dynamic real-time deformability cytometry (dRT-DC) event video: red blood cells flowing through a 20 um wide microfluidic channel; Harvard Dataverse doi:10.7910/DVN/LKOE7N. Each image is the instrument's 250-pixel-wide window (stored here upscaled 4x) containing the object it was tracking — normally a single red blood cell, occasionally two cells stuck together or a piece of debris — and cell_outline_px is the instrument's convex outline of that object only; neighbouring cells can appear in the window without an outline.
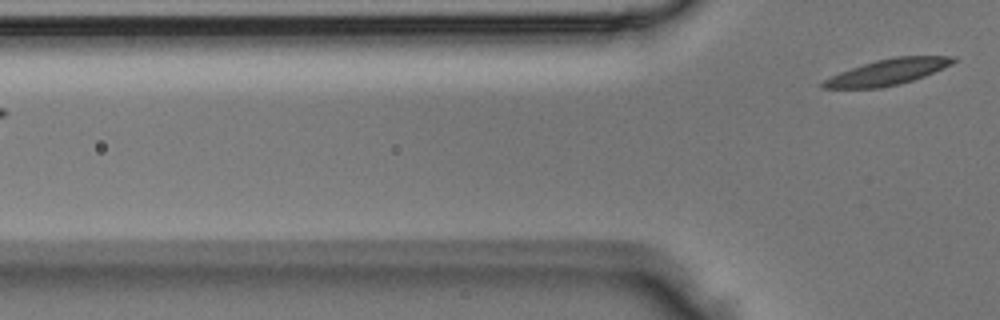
{"species": "Egyptian fruit bat (a non-hibernating species)", "species_latin": "Rousettus aegyptiacus", "temperature_condition": "room temperature", "stored_images_in_passage": 3, "segment_of_instrument_passage": [2, 2], "camera_frame_rate_fps": 3000, "um_per_image_px": 0.085, "animal": {"sex": "male"}, "frame": {"image": 1, "passage_image": 3, "time_ms": 0.667, "image_size_px": [1000, 320], "cell_outline_px": [[956, 60], [952, 64], [924, 76], [912, 80], [880, 88], [820, 88], [820, 84], [824, 80], [840, 72], [876, 60], [896, 56], [956, 56]], "centroid_in_image_um": [75.45, 6.11], "position_along_channel_um": 50.3, "area_um2": 19.31}}